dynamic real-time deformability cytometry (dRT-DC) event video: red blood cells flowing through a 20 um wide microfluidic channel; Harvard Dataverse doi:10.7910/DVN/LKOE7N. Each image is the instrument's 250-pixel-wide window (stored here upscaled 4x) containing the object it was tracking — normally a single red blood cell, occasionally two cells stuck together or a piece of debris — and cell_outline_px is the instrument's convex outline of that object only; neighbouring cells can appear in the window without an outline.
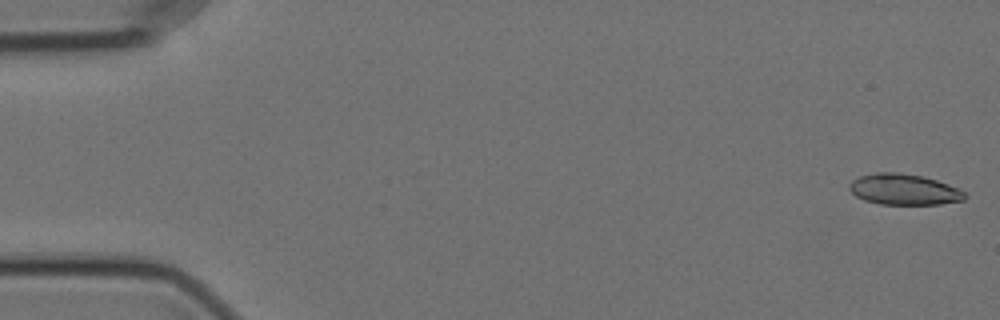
{"species": "Egyptian fruit bat (a non-hibernating species)", "species_latin": "Rousettus aegyptiacus", "temperature_condition": "cold", "stored_images_in_passage": 56, "camera_frame_rate_fps": 3000, "um_per_image_px": 0.085, "animal": {"sex": "female"}, "frame": {"image": 1, "passage_image": 1, "time_ms": 0.0, "image_size_px": [1000, 320], "cell_outline_px": [[968, 196], [964, 200], [940, 204], [880, 204], [864, 200], [856, 196], [848, 188], [848, 184], [852, 180], [860, 176], [876, 172], [896, 172], [924, 176], [948, 184], [964, 192]], "centroid_in_image_um": [76.82, 16.1], "position_along_channel_um": 8.2, "area_um2": 20.81}}
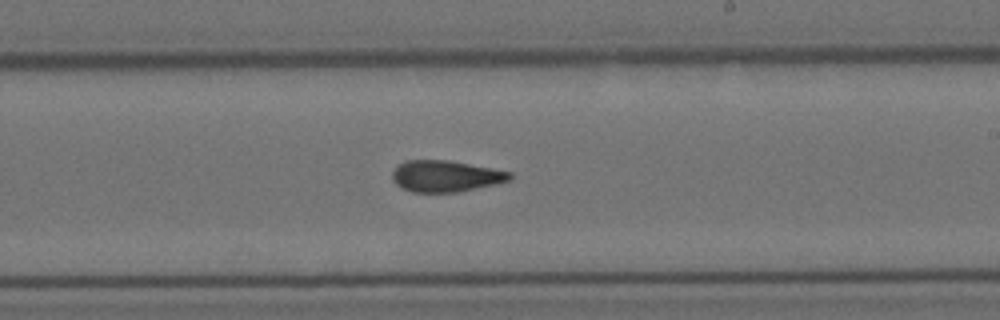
{"frame": {"image": 2, "passage_image": 33, "time_ms": 10.667, "image_size_px": [1000, 320], "cell_outline_px": [[512, 176], [508, 180], [496, 184], [456, 192], [412, 192], [400, 188], [392, 180], [392, 172], [404, 160], [448, 160], [492, 168], [512, 172]], "centroid_in_image_um": [37.85, 14.97], "position_along_channel_um": 251.2, "area_um2": 21.44}}
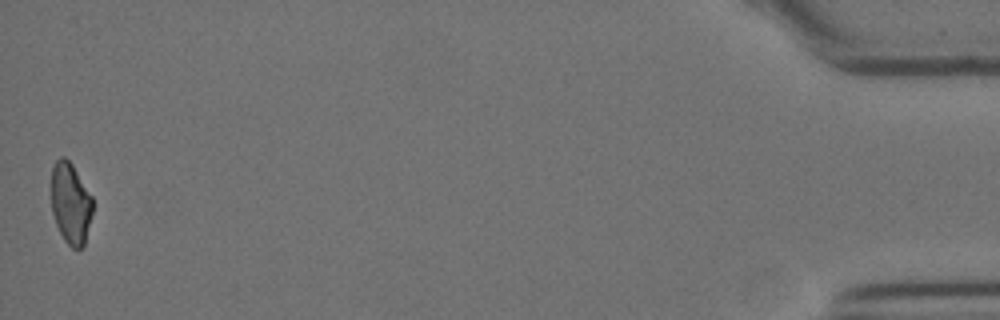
{"frame": {"image": 3, "passage_image": 56, "time_ms": 18.333, "image_size_px": [1000, 320], "cell_outline_px": [[92, 212], [84, 244], [80, 248], [72, 248], [64, 240], [56, 224], [52, 212], [52, 168], [56, 160], [60, 156], [64, 156], [72, 164], [92, 196]], "centroid_in_image_um": [6.0, 17.26], "position_along_channel_um": 429.2, "area_um2": 19.36}, "authors_computed_cell_mechanics": {"area_um2": 21.5594, "velocity_mm_per_s": 3.5478, "shape_relaxation_time_tau1_ms": 10.542, "shape_relaxation_time_tau2_ms": 3.0899, "deformation_change_tau1": 0.2044, "deformation_change_tau2": 0.0978}}